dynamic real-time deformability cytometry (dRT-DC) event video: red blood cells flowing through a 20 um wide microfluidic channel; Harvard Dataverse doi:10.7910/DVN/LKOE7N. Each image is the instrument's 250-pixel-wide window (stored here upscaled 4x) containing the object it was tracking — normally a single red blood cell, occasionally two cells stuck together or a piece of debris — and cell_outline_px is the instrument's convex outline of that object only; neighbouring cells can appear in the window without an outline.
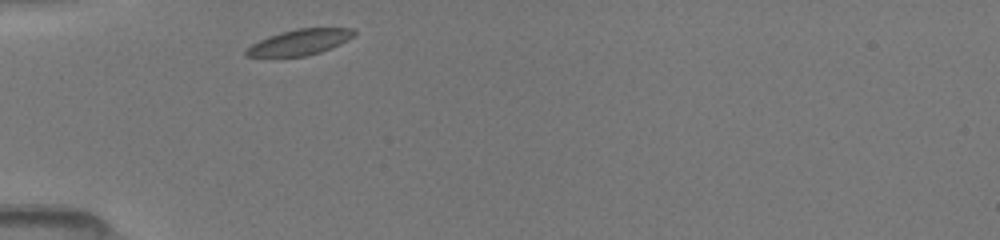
{"species": "common noctule bat (a hibernating species)", "species_latin": "Nyctalus noctula", "temperature_condition": "room temperature", "stored_images_in_passage": 2, "camera_frame_rate_fps": 3000, "um_per_image_px": 0.085, "animal": {"sex": "female", "body_mass_g": 19.5, "forearm_length_mm": 54.1}, "frame": {"image": 1, "passage_image": 1, "time_ms": 0.0, "image_size_px": [1000, 240], "cell_outline_px": [[356, 32], [348, 40], [332, 48], [320, 52], [304, 56], [244, 56], [244, 52], [252, 44], [268, 36], [280, 32], [296, 28], [352, 28]], "centroid_in_image_um": [25.48, 3.57], "position_along_channel_um": 59.5, "area_um2": 16.01}}